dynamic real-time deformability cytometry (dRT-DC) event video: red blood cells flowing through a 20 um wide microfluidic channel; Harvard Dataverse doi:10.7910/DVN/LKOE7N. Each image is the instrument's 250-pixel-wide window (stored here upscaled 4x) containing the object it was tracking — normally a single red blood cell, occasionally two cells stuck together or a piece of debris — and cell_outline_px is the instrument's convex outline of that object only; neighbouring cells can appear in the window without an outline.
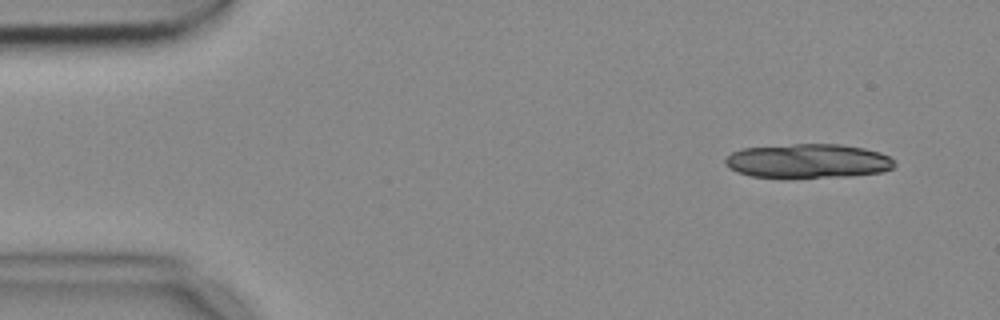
{"species": "common noctule bat (a hibernating species)", "species_latin": "Nyctalus noctula", "temperature_condition": "cold", "stored_images_in_passage": 4, "camera_frame_rate_fps": 3000, "um_per_image_px": 0.085, "animal": {"sex": "female", "body_mass_g": 18.4}, "frame": {"image": 1, "passage_image": 1, "time_ms": 0.0, "image_size_px": [1000, 320], "cell_outline_px": [[896, 164], [892, 168], [880, 172], [852, 176], [784, 180], [752, 176], [736, 172], [728, 168], [724, 164], [724, 160], [732, 152], [740, 148], [792, 144], [840, 144], [864, 148], [880, 152], [888, 156]], "centroid_in_image_um": [68.61, 13.72], "position_along_channel_um": 16.4, "area_um2": 34.8}}
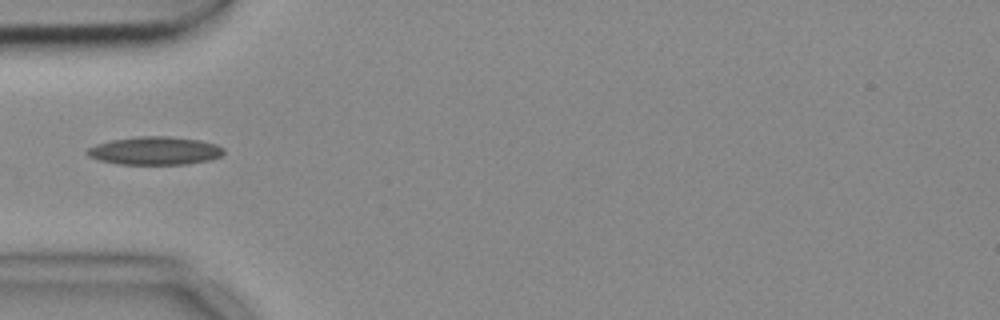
{"frame": {"image": 2, "passage_image": 4, "time_ms": 1.0, "image_size_px": [1000, 320], "cell_outline_px": [[224, 152], [220, 156], [212, 160], [188, 164], [116, 164], [100, 160], [88, 156], [84, 152], [88, 148], [96, 144], [112, 140], [140, 136], [168, 136], [200, 140], [216, 144], [224, 148]], "centroid_in_image_um": [13.18, 12.82], "position_along_channel_um": 71.8, "area_um2": 22.48}}